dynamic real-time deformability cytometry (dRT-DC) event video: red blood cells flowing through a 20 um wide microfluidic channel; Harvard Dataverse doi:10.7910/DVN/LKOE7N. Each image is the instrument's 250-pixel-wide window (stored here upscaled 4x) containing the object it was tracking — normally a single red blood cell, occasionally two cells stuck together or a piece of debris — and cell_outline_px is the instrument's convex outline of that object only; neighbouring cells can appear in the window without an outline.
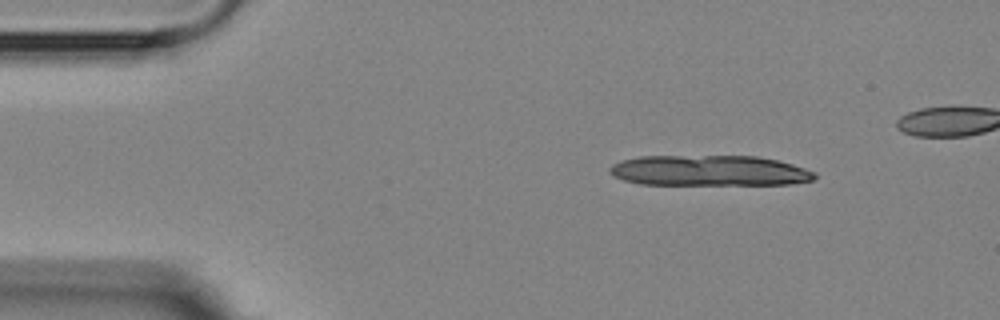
{"species": "Egyptian fruit bat (a non-hibernating species)", "species_latin": "Rousettus aegyptiacus", "temperature_condition": "room temperature", "stored_images_in_passage": 7, "camera_frame_rate_fps": 3000, "um_per_image_px": 0.085, "animal": {"sex": "female"}, "frame": {"image": 1, "passage_image": 1, "time_ms": 0.0, "image_size_px": [1000, 320], "cell_outline_px": [[816, 176], [812, 180], [792, 184], [640, 184], [624, 180], [612, 176], [608, 172], [608, 168], [612, 164], [624, 160], [640, 156], [756, 156], [776, 160], [792, 164], [816, 172]], "centroid_in_image_um": [60.26, 14.5], "position_along_channel_um": 24.7, "area_um2": 36.47}}
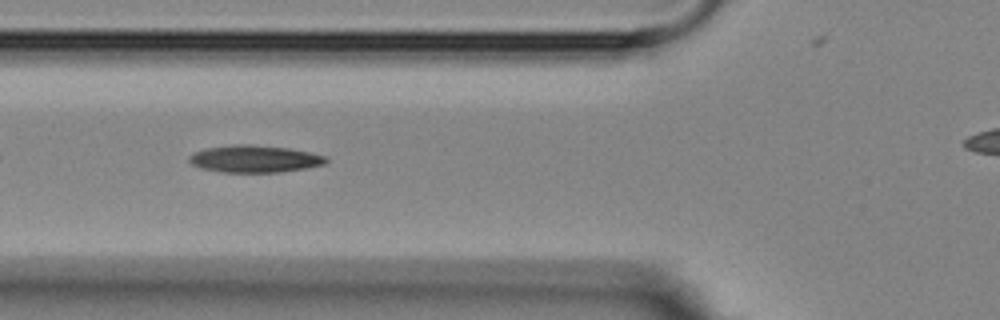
{"frame": {"image": 2, "passage_image": 5, "time_ms": 4.333, "image_size_px": [1000, 320], "cell_outline_px": [[328, 160], [324, 164], [304, 168], [280, 172], [220, 172], [200, 168], [192, 164], [188, 160], [188, 156], [192, 152], [208, 148], [240, 144], [248, 144], [288, 148], [308, 152], [324, 156]], "centroid_in_image_um": [21.58, 13.51], "position_along_channel_um": 104.2, "area_um2": 21.44}}